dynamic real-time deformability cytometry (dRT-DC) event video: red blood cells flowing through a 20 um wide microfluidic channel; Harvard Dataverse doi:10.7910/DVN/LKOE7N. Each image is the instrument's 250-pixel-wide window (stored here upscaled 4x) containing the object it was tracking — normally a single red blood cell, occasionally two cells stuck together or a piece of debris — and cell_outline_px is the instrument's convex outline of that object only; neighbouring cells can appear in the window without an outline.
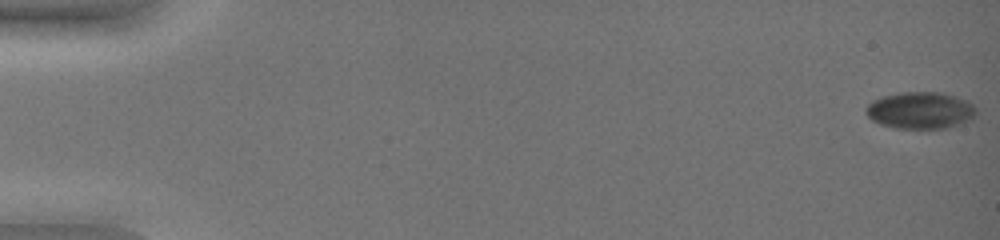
{"species": "common noctule bat (a hibernating species)", "species_latin": "Nyctalus noctula", "temperature_condition": "warm", "stored_images_in_passage": 50, "camera_frame_rate_fps": 3000, "um_per_image_px": 0.085, "animal": {"sex": "female", "body_mass_g": 19.0, "forearm_length_mm": 51.5}, "frame": {"image": 1, "passage_image": 1, "time_ms": 0.0, "image_size_px": [1000, 240], "cell_outline_px": [[976, 112], [972, 120], [944, 128], [896, 128], [880, 124], [872, 120], [864, 112], [864, 108], [872, 100], [884, 96], [900, 92], [936, 92], [968, 100], [976, 108]], "centroid_in_image_um": [78.2, 9.38], "position_along_channel_um": 6.8, "area_um2": 23.64}}
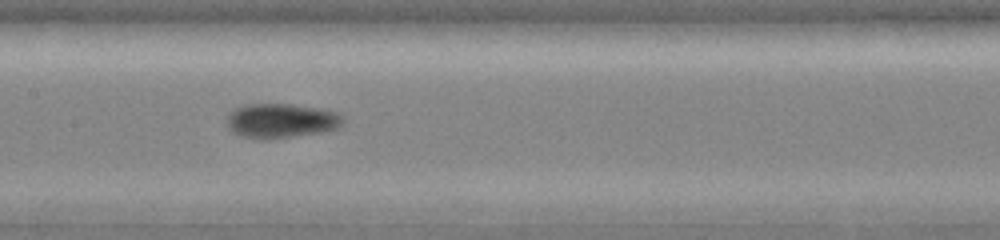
{"frame": {"image": 2, "passage_image": 28, "time_ms": 9.0, "image_size_px": [1000, 240], "cell_outline_px": [[344, 120], [340, 128], [324, 132], [268, 140], [240, 136], [232, 132], [228, 128], [228, 112], [232, 108], [248, 104], [292, 104], [328, 108], [340, 112], [344, 116]], "centroid_in_image_um": [23.96, 10.25], "position_along_channel_um": 183.4, "area_um2": 24.16}}
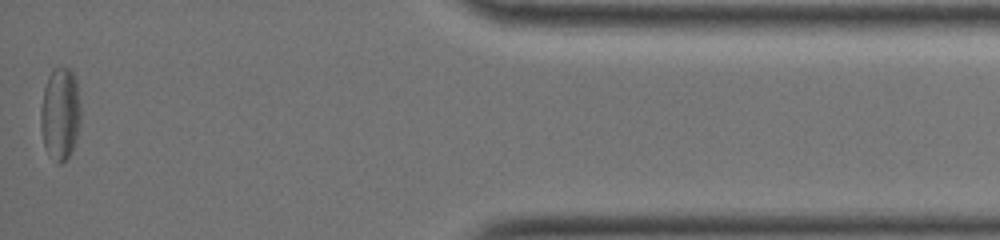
{"frame": {"image": 3, "passage_image": 50, "time_ms": 16.333, "image_size_px": [1000, 240], "cell_outline_px": [[80, 120], [72, 152], [60, 164], [56, 164], [48, 156], [44, 144], [40, 124], [40, 108], [44, 88], [48, 76], [52, 68], [72, 68], [76, 80], [80, 104]], "centroid_in_image_um": [5.1, 9.67], "position_along_channel_um": 430.1, "area_um2": 21.85}, "authors_computed_cell_mechanics": {"area_um2": 23.1778, "velocity_mm_per_s": 3.9777, "shape_relaxation_time_tau1_ms": null, "shape_relaxation_time_tau2_ms": 3.4392, "deformation_change_tau1": null, "deformation_change_tau2": 0.0872}}